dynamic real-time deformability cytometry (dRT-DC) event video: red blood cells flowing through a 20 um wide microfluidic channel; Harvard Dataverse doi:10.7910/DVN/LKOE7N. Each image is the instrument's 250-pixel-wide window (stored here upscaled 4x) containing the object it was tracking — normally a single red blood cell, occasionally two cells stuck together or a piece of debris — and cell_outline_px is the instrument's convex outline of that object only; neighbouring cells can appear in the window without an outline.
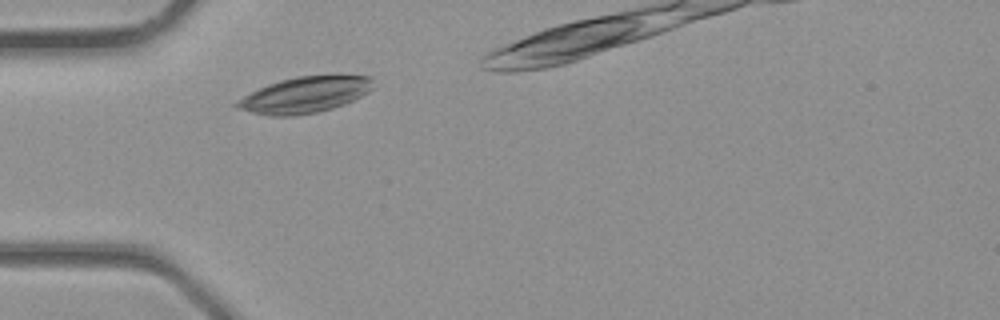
{"species": "common noctule bat (a hibernating species)", "species_latin": "Nyctalus noctula", "temperature_condition": "room temperature", "stored_images_in_passage": 4, "camera_frame_rate_fps": 3000, "um_per_image_px": 0.085, "animal": {"sex": "male", "body_mass_g": 23.1, "forearm_length_mm": 52.7}, "frame": {"image": 1, "passage_image": 1, "time_ms": 0.0, "image_size_px": [1000, 320], "cell_outline_px": [[372, 88], [368, 92], [344, 104], [332, 108], [316, 112], [292, 116], [268, 116], [252, 112], [240, 108], [232, 104], [236, 100], [268, 84], [280, 80], [296, 76], [372, 76]], "centroid_in_image_um": [25.88, 8.07], "position_along_channel_um": 59.1, "area_um2": 28.15}}